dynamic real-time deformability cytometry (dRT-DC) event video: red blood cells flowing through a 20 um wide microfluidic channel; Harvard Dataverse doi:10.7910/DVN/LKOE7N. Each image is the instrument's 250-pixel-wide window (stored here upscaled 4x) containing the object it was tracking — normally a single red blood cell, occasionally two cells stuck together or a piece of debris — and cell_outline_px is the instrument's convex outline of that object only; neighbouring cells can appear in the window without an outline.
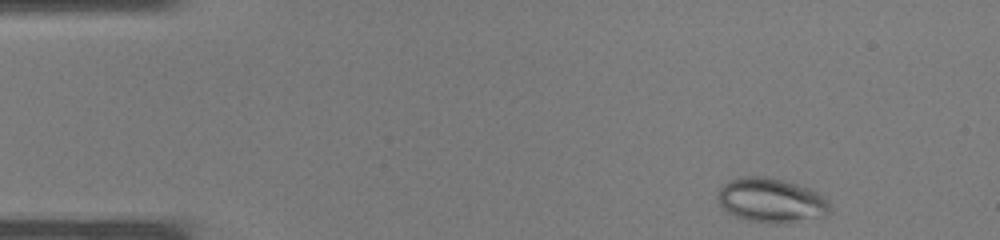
{"species": "common noctule bat (a hibernating species)", "species_latin": "Nyctalus noctula", "temperature_condition": "warm", "stored_images_in_passage": 34, "camera_frame_rate_fps": 3000, "um_per_image_px": 0.085, "animal": {"sex": "male", "body_mass_g": 19.0, "forearm_length_mm": 50.8}, "frame": {"image": 1, "passage_image": 1, "time_ms": 0.0, "image_size_px": [1000, 240], "cell_outline_px": [[832, 212], [828, 216], [788, 224], [768, 224], [748, 220], [736, 216], [728, 212], [720, 204], [716, 196], [720, 188], [728, 180], [744, 176], [768, 176], [784, 180], [812, 188], [824, 196], [828, 200]], "centroid_in_image_um": [65.62, 17.04], "position_along_channel_um": 19.4, "area_um2": 29.88}}
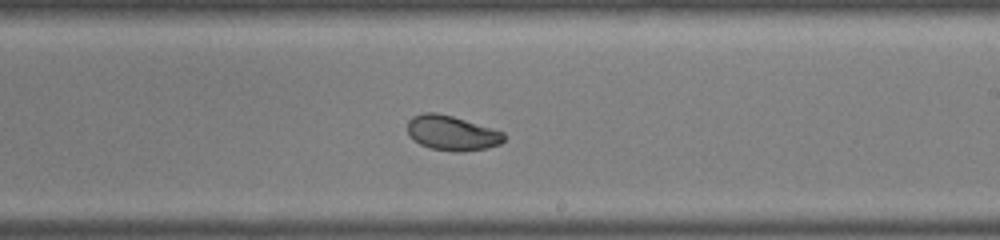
{"frame": {"image": 2, "passage_image": 19, "time_ms": 6.0, "image_size_px": [1000, 240], "cell_outline_px": [[504, 140], [500, 144], [488, 148], [460, 152], [456, 152], [432, 148], [420, 144], [408, 136], [408, 120], [412, 116], [424, 112], [436, 112], [452, 116], [492, 128], [504, 132]], "centroid_in_image_um": [38.4, 11.3], "position_along_channel_um": 250.6, "area_um2": 19.59}}
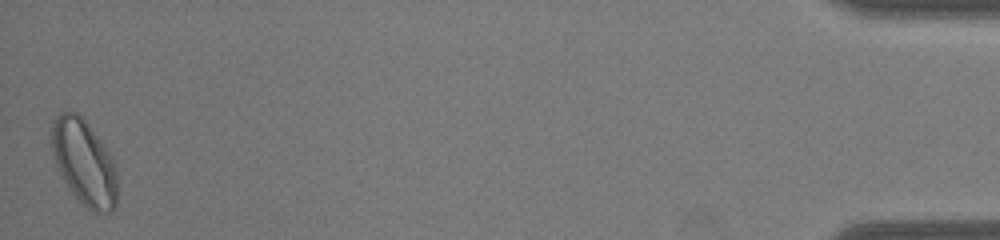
{"frame": {"image": 3, "passage_image": 34, "time_ms": 11.0, "image_size_px": [1000, 240], "cell_outline_px": [[116, 204], [112, 212], [92, 212], [72, 192], [64, 180], [56, 164], [52, 148], [52, 124], [56, 116], [60, 112], [76, 112], [88, 124], [100, 140], [108, 152], [112, 160], [116, 172]], "centroid_in_image_um": [7.15, 13.81], "position_along_channel_um": 428.1, "area_um2": 31.91}}